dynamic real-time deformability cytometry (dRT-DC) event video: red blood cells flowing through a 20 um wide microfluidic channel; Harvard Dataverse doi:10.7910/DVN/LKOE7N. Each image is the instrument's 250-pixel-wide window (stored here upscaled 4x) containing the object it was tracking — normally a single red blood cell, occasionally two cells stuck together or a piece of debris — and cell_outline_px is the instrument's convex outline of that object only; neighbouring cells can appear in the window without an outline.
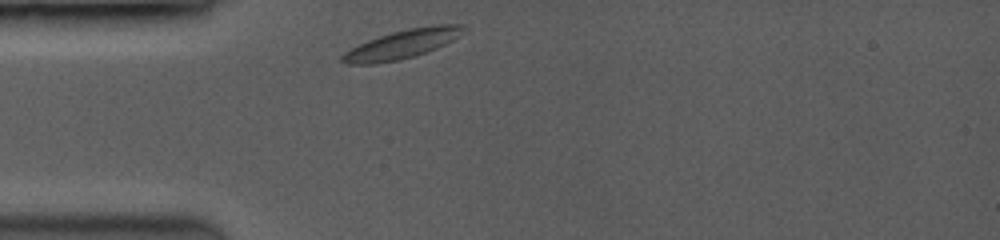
{"species": "common noctule bat (a hibernating species)", "species_latin": "Nyctalus noctula", "temperature_condition": "room temperature", "stored_images_in_passage": 5, "camera_frame_rate_fps": 3500, "um_per_image_px": 0.085, "animal": {"sex": "female", "body_mass_g": 19.0, "forearm_length_mm": 53.3}, "frame": {"image": 1, "passage_image": 1, "time_ms": 0.0, "image_size_px": [1000, 240], "cell_outline_px": [[468, 28], [452, 40], [436, 48], [400, 60], [372, 64], [348, 64], [340, 60], [340, 56], [344, 52], [368, 40], [392, 32], [408, 28], [432, 24], [464, 24]], "centroid_in_image_um": [34.2, 3.74], "position_along_channel_um": 50.8, "area_um2": 20.23}}